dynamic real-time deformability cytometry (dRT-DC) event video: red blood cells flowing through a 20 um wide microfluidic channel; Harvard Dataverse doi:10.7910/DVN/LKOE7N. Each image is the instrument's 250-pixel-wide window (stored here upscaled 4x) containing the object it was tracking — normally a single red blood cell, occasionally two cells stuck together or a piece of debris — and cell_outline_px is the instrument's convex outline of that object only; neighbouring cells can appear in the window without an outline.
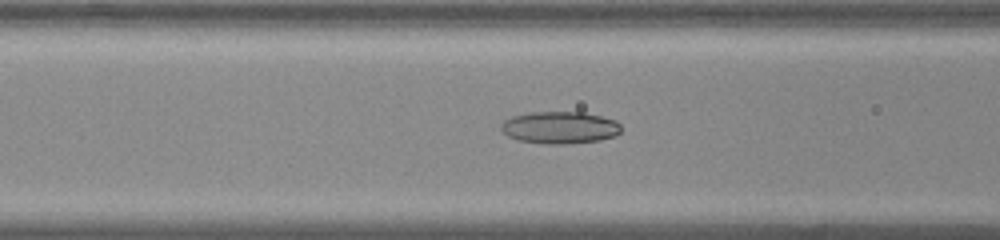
{"species": "common noctule bat (a hibernating species)", "species_latin": "Nyctalus noctula", "temperature_condition": "room temperature", "stored_images_in_passage": 55, "camera_frame_rate_fps": 3000, "um_per_image_px": 0.085, "animal": {"sex": "male", "body_mass_g": 20.0, "forearm_length_mm": 53.3}, "frame": {"image": 1, "passage_image": 24, "time_ms": 7.667, "image_size_px": [1000, 240], "cell_outline_px": [[620, 132], [616, 136], [600, 140], [568, 144], [548, 144], [516, 140], [508, 136], [500, 128], [500, 124], [504, 120], [512, 116], [528, 112], [584, 112], [616, 120], [620, 124]], "centroid_in_image_um": [47.57, 10.84], "position_along_channel_um": 119.0, "area_um2": 22.72}}
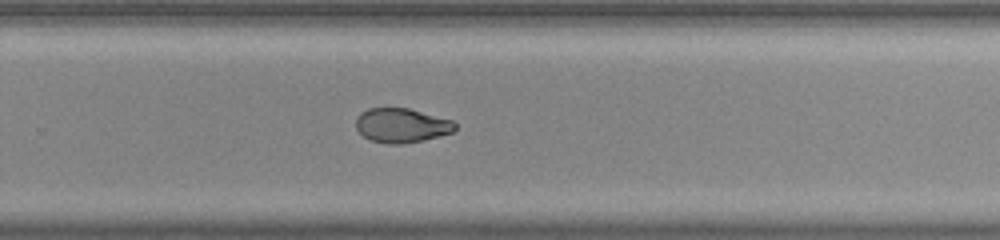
{"frame": {"image": 2, "passage_image": 38, "time_ms": 12.333, "image_size_px": [1000, 240], "cell_outline_px": [[456, 128], [452, 132], [424, 140], [400, 144], [388, 144], [368, 140], [356, 128], [356, 116], [360, 112], [368, 108], [408, 108], [452, 120], [456, 124]], "centroid_in_image_um": [34.1, 10.66], "position_along_channel_um": 295.7, "area_um2": 19.88}}
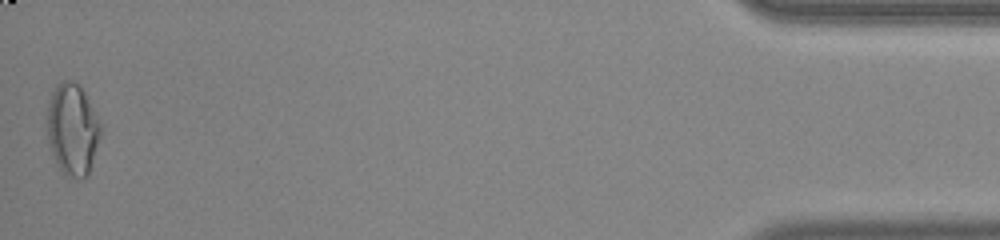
{"frame": {"image": 3, "passage_image": 55, "time_ms": 18.0, "image_size_px": [1000, 240], "cell_outline_px": [[100, 136], [88, 176], [84, 180], [80, 180], [64, 172], [60, 168], [52, 152], [48, 140], [48, 104], [52, 92], [56, 84], [64, 80], [72, 80], [80, 84], [100, 124]], "centroid_in_image_um": [6.16, 10.98], "position_along_channel_um": 429.0, "area_um2": 28.09}, "authors_computed_cell_mechanics": {"area_um2": 23.0044, "velocity_mm_per_s": 3.7907, "shape_relaxation_time_tau1_ms": null, "shape_relaxation_time_tau2_ms": 2.7239, "deformation_change_tau1": null, "deformation_change_tau2": 0.0711}}